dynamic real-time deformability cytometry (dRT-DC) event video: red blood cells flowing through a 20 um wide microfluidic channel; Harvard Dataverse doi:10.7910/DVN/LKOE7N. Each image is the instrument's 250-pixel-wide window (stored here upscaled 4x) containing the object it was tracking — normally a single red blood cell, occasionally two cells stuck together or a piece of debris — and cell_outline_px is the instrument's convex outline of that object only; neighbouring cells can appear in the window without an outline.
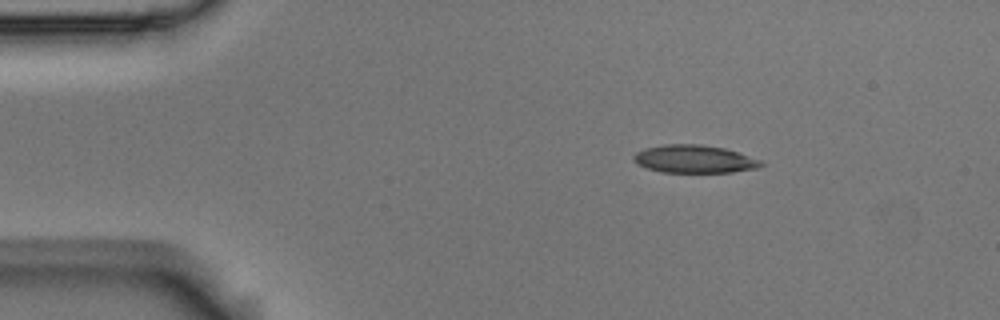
{"species": "Egyptian fruit bat (a non-hibernating species)", "species_latin": "Rousettus aegyptiacus", "temperature_condition": "room temperature", "stored_images_in_passage": 2, "camera_frame_rate_fps": 3000, "um_per_image_px": 0.085, "animal": {"sex": "male"}, "frame": {"image": 1, "passage_image": 1, "time_ms": 0.0, "image_size_px": [1000, 320], "cell_outline_px": [[764, 164], [756, 168], [732, 172], [660, 172], [636, 164], [632, 160], [632, 156], [636, 152], [644, 148], [664, 144], [700, 144], [724, 148], [760, 160]], "centroid_in_image_um": [58.94, 13.51], "position_along_channel_um": 26.1, "area_um2": 20.63}}